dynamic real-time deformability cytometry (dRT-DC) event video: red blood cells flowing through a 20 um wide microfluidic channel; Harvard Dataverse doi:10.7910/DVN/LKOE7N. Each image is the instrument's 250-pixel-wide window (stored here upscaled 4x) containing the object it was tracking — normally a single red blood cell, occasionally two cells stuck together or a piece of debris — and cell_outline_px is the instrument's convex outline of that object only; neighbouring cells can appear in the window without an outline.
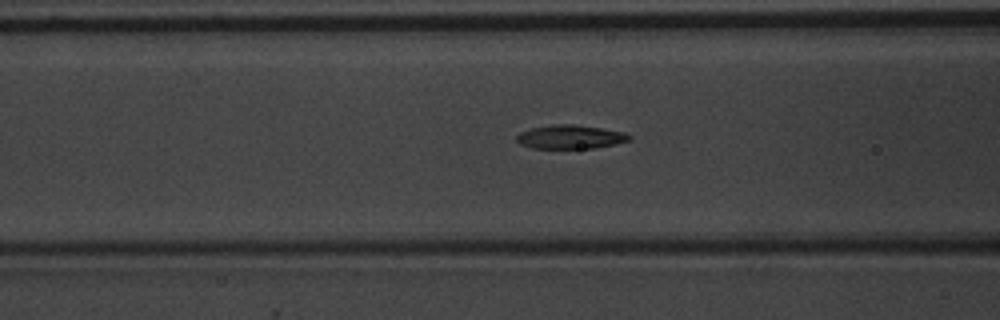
{"species": "common noctule bat (a hibernating species)", "species_latin": "Nyctalus noctula", "temperature_condition": "warm", "stored_images_in_passage": 41, "camera_frame_rate_fps": 3000, "um_per_image_px": 0.085, "animal": {"sex": "male", "body_mass_g": 20.1, "forearm_length_mm": 53.5}, "frame": {"image": 1, "passage_image": 9, "time_ms": 2.667, "image_size_px": [1000, 320], "cell_outline_px": [[632, 136], [628, 140], [616, 144], [596, 148], [532, 148], [520, 144], [516, 140], [516, 136], [520, 132], [532, 128], [552, 124], [572, 124], [628, 132]], "centroid_in_image_um": [48.49, 11.63], "position_along_channel_um": 118.1, "area_um2": 15.66}}
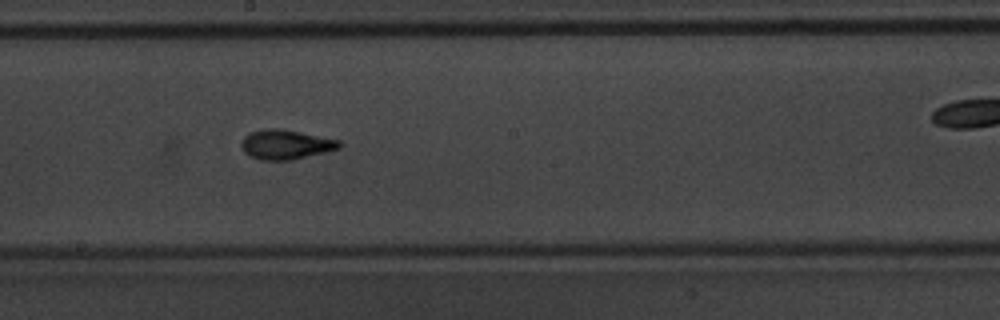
{"frame": {"image": 2, "passage_image": 17, "time_ms": 5.333, "image_size_px": [1000, 320], "cell_outline_px": [[340, 144], [336, 148], [324, 152], [292, 160], [260, 160], [244, 152], [240, 144], [244, 136], [252, 132], [268, 128], [284, 128], [340, 140]], "centroid_in_image_um": [24.26, 12.27], "position_along_channel_um": 223.9, "area_um2": 16.76}}
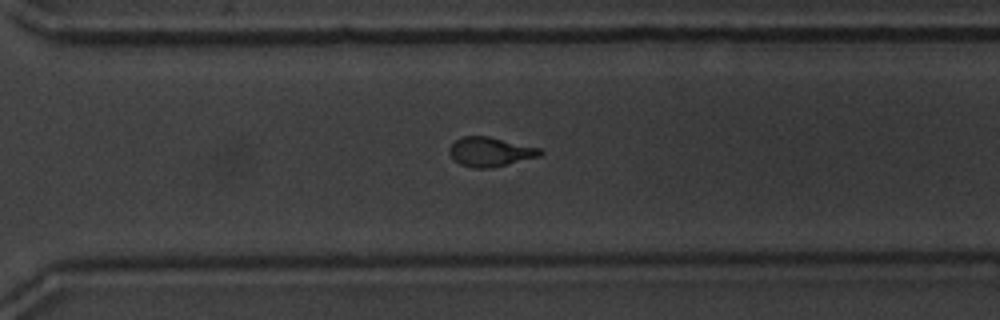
{"frame": {"image": 3, "passage_image": 25, "time_ms": 8.0, "image_size_px": [1000, 320], "cell_outline_px": [[544, 152], [540, 156], [508, 164], [488, 168], [472, 168], [460, 164], [448, 152], [452, 144], [456, 140], [464, 136], [488, 136], [540, 148]], "centroid_in_image_um": [41.69, 12.9], "position_along_channel_um": 328.9, "area_um2": 15.32}, "authors_computed_cell_mechanics": {"area_um2": 15.6638, "velocity_mm_per_s": 3.9586, "shape_relaxation_time_tau1_ms": 3.2556, "shape_relaxation_time_tau2_ms": 1.5579, "deformation_change_tau1": 0.1914, "deformation_change_tau2": 0.0828}}